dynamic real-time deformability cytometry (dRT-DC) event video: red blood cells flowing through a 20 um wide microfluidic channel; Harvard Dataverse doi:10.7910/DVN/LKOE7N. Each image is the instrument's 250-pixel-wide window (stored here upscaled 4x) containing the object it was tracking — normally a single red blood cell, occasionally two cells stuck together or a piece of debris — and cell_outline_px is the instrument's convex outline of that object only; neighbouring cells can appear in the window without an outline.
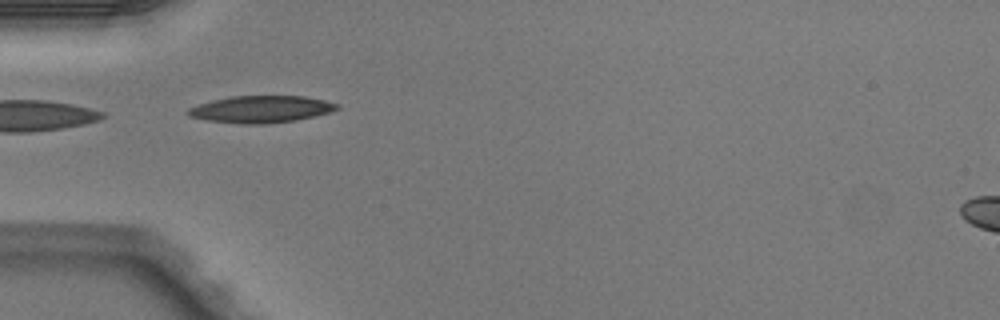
{"species": "Egyptian fruit bat (a non-hibernating species)", "species_latin": "Rousettus aegyptiacus", "temperature_condition": "warm", "stored_images_in_passage": 5, "camera_frame_rate_fps": 3000, "um_per_image_px": 0.085, "animal": {"sex": "male"}, "frame": {"image": 1, "passage_image": 5, "time_ms": 1.333, "image_size_px": [1000, 320], "cell_outline_px": [[340, 108], [332, 112], [296, 120], [264, 124], [244, 124], [208, 120], [188, 116], [188, 108], [212, 100], [232, 96], [304, 96], [324, 100], [340, 104]], "centroid_in_image_um": [22.24, 9.28], "position_along_channel_um": 62.8, "area_um2": 23.35}}